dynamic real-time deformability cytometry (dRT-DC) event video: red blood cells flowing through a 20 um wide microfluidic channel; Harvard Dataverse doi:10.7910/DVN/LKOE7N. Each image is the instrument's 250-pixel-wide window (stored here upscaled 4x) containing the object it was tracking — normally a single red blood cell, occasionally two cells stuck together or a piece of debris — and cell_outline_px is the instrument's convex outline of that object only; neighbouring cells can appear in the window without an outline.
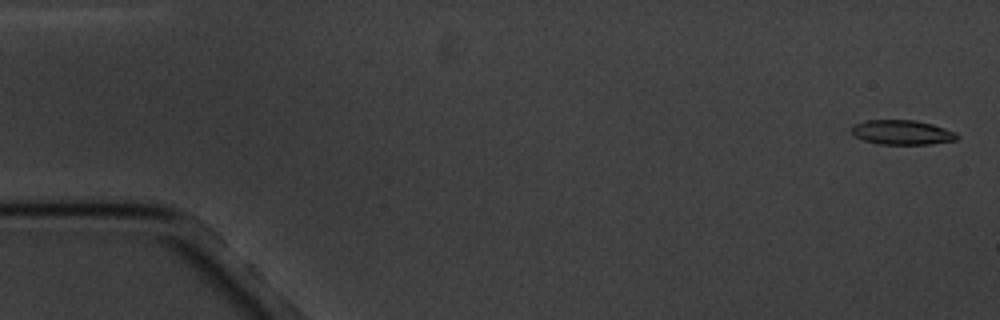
{"species": "common noctule bat (a hibernating species)", "species_latin": "Nyctalus noctula", "temperature_condition": "cold", "stored_images_in_passage": 5, "camera_frame_rate_fps": 3000, "um_per_image_px": 0.085, "animal": {"sex": "male", "body_mass_g": 20.1, "forearm_length_mm": 53.5}, "frame": {"image": 1, "passage_image": 1, "time_ms": 0.0, "image_size_px": [1000, 320], "cell_outline_px": [[960, 136], [956, 140], [928, 144], [880, 144], [864, 140], [856, 136], [852, 132], [852, 128], [856, 124], [864, 120], [916, 120], [932, 124], [956, 132]], "centroid_in_image_um": [76.71, 11.25], "position_along_channel_um": 8.3, "area_um2": 14.97}}
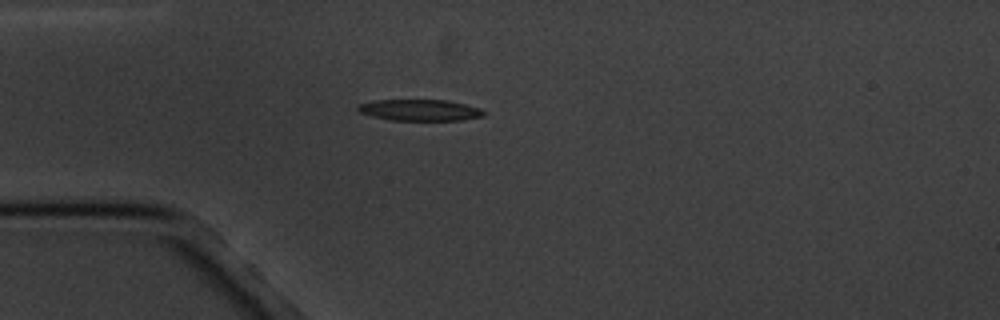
{"frame": {"image": 2, "passage_image": 5, "time_ms": 4.667, "image_size_px": [1000, 320], "cell_outline_px": [[484, 116], [464, 120], [392, 120], [372, 116], [360, 112], [356, 108], [360, 104], [376, 100], [448, 100], [480, 108], [484, 112]], "centroid_in_image_um": [35.71, 9.36], "position_along_channel_um": 49.3, "area_um2": 15.49}}